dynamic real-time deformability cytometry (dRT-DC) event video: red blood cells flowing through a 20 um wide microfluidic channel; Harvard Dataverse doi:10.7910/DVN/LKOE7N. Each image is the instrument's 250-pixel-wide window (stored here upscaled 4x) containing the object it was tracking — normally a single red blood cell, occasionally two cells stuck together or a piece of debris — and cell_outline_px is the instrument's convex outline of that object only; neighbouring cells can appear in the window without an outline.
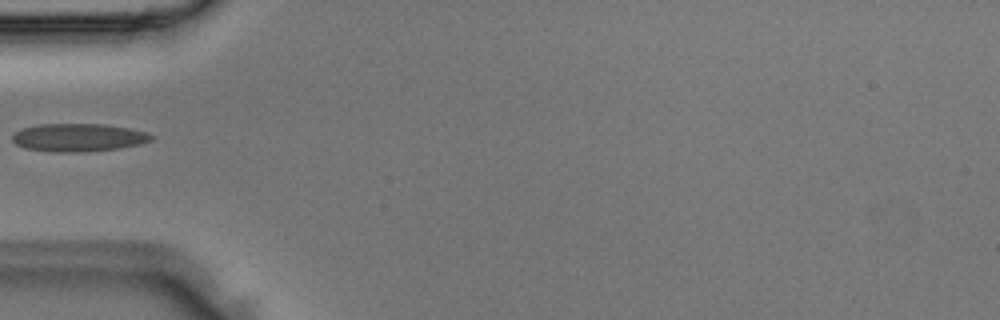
{"species": "Egyptian fruit bat (a non-hibernating species)", "species_latin": "Rousettus aegyptiacus", "temperature_condition": "room temperature", "stored_images_in_passage": 1, "camera_frame_rate_fps": 3000, "um_per_image_px": 0.085, "animal": {"sex": "male"}, "frame": {"image": 1, "passage_image": 1, "time_ms": 0.0, "image_size_px": [1000, 320], "cell_outline_px": [[156, 136], [152, 140], [140, 144], [120, 148], [84, 152], [56, 152], [24, 148], [16, 144], [12, 140], [12, 136], [16, 132], [24, 128], [40, 124], [104, 124], [128, 128], [148, 132]], "centroid_in_image_um": [6.71, 11.69], "position_along_channel_um": 78.3, "area_um2": 22.72}}